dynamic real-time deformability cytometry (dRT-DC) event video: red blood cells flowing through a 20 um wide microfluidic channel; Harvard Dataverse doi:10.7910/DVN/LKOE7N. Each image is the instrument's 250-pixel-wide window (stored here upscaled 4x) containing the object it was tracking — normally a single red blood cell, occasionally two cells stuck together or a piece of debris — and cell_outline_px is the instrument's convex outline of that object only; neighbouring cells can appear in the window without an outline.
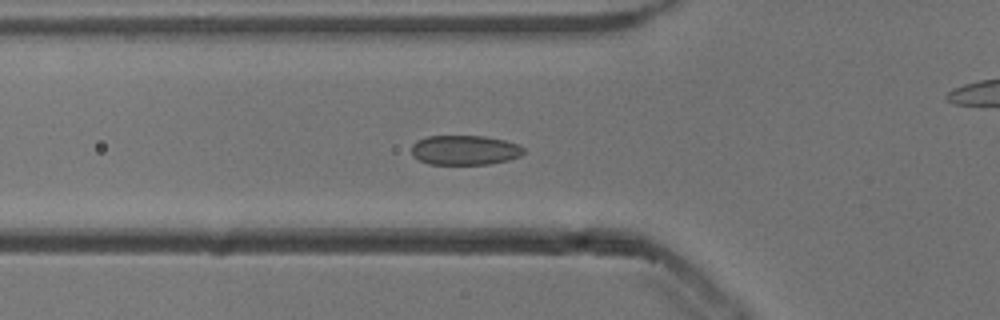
{"species": "common noctule bat (a hibernating species)", "species_latin": "Nyctalus noctula", "temperature_condition": "cold", "stored_images_in_passage": 38, "camera_frame_rate_fps": 3000, "um_per_image_px": 0.085, "animal": {"sex": "male", "body_mass_g": 13.3}, "frame": {"image": 1, "passage_image": 2, "time_ms": 0.333, "image_size_px": [1000, 320], "cell_outline_px": [[524, 152], [520, 156], [508, 160], [488, 164], [428, 164], [412, 156], [412, 144], [416, 140], [428, 136], [484, 136], [504, 140], [516, 144], [524, 148]], "centroid_in_image_um": [39.48, 12.76], "position_along_channel_um": 86.3, "area_um2": 19.36}}
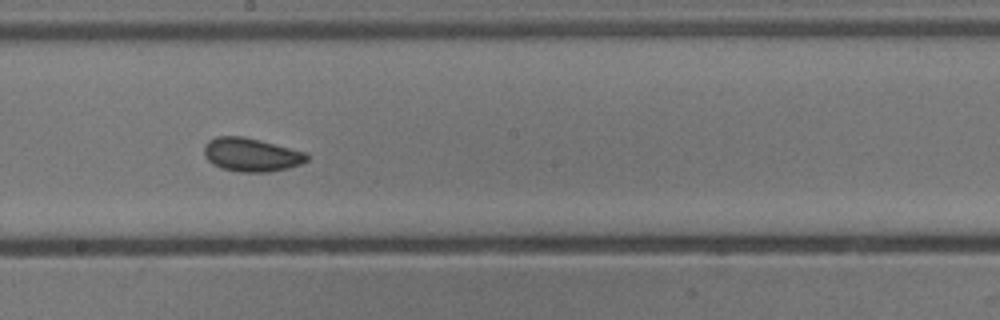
{"frame": {"image": 2, "passage_image": 13, "time_ms": 4.0, "image_size_px": [1000, 320], "cell_outline_px": [[308, 160], [300, 164], [288, 168], [268, 172], [240, 172], [220, 168], [212, 164], [204, 156], [204, 144], [208, 140], [216, 136], [244, 136], [260, 140], [304, 152], [308, 156]], "centroid_in_image_um": [21.31, 13.15], "position_along_channel_um": 226.9, "area_um2": 20.11}}
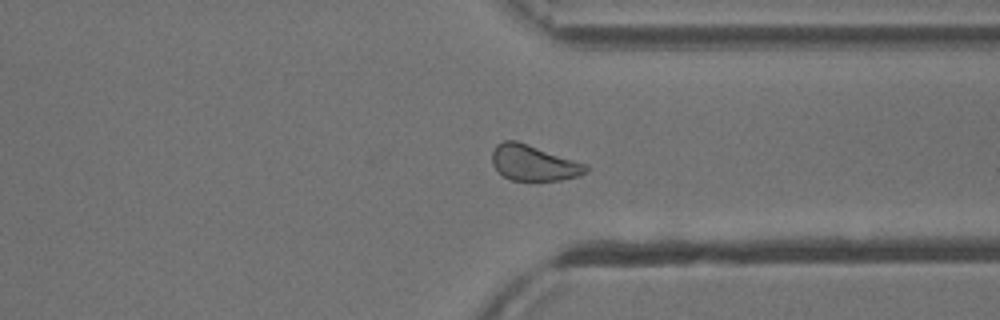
{"frame": {"image": 3, "passage_image": 24, "time_ms": 7.667, "image_size_px": [1000, 320], "cell_outline_px": [[588, 168], [580, 176], [560, 180], [512, 180], [504, 176], [492, 164], [492, 152], [496, 144], [504, 140], [516, 140], [588, 164]], "centroid_in_image_um": [45.36, 13.83], "position_along_channel_um": 366.0, "area_um2": 19.42}}